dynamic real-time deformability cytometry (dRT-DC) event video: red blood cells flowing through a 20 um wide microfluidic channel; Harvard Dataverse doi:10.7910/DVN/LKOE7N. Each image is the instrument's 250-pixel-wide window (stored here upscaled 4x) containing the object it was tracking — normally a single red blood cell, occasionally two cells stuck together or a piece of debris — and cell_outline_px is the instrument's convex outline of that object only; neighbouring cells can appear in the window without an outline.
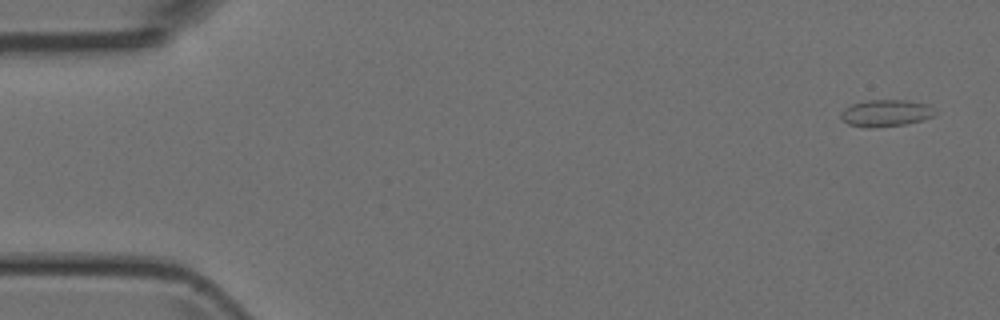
{"species": "Egyptian fruit bat (a non-hibernating species)", "species_latin": "Rousettus aegyptiacus", "temperature_condition": "room temperature", "stored_images_in_passage": 50, "camera_frame_rate_fps": 3000, "um_per_image_px": 0.085, "animal": {"sex": "female"}, "frame": {"image": 1, "passage_image": 2, "time_ms": 0.333, "image_size_px": [1000, 320], "cell_outline_px": [[936, 112], [932, 116], [920, 120], [904, 124], [872, 128], [868, 128], [848, 124], [840, 116], [840, 112], [844, 108], [852, 104], [868, 100], [904, 100], [928, 104]], "centroid_in_image_um": [75.25, 9.61], "position_along_channel_um": 9.7, "area_um2": 14.57}}
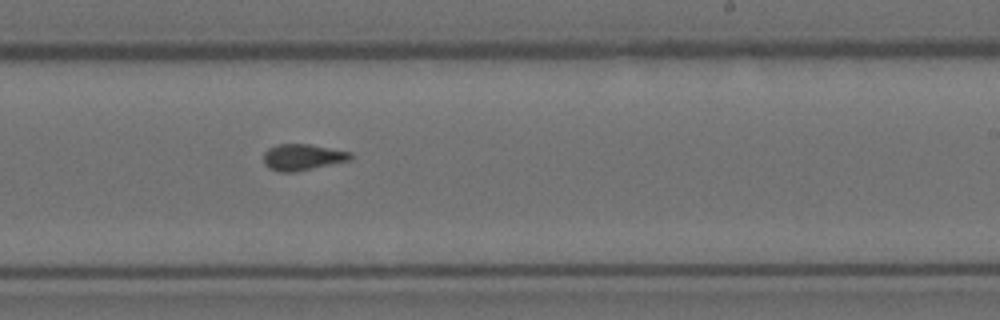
{"frame": {"image": 2, "passage_image": 30, "time_ms": 9.667, "image_size_px": [1000, 320], "cell_outline_px": [[352, 160], [292, 172], [280, 172], [268, 168], [264, 164], [264, 152], [268, 148], [276, 144], [308, 144], [352, 152]], "centroid_in_image_um": [25.7, 13.35], "position_along_channel_um": 263.3, "area_um2": 13.29}}
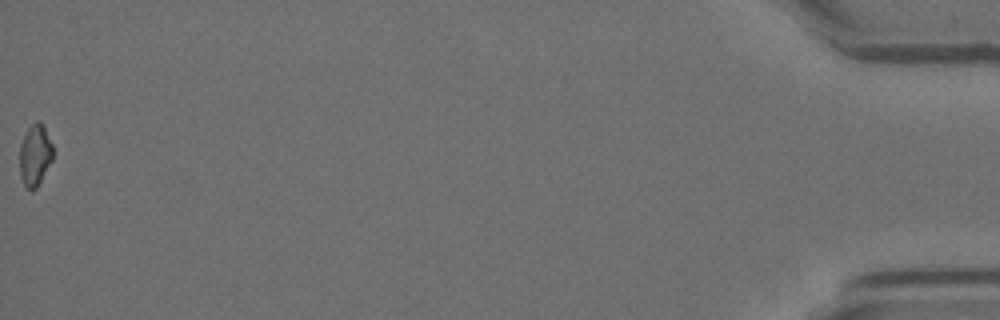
{"frame": {"image": 3, "passage_image": 50, "time_ms": 16.333, "image_size_px": [1000, 320], "cell_outline_px": [[52, 160], [36, 188], [32, 192], [24, 184], [20, 176], [20, 144], [28, 128], [36, 120], [40, 120], [52, 144]], "centroid_in_image_um": [2.96, 13.19], "position_along_channel_um": 432.2, "area_um2": 11.73}}